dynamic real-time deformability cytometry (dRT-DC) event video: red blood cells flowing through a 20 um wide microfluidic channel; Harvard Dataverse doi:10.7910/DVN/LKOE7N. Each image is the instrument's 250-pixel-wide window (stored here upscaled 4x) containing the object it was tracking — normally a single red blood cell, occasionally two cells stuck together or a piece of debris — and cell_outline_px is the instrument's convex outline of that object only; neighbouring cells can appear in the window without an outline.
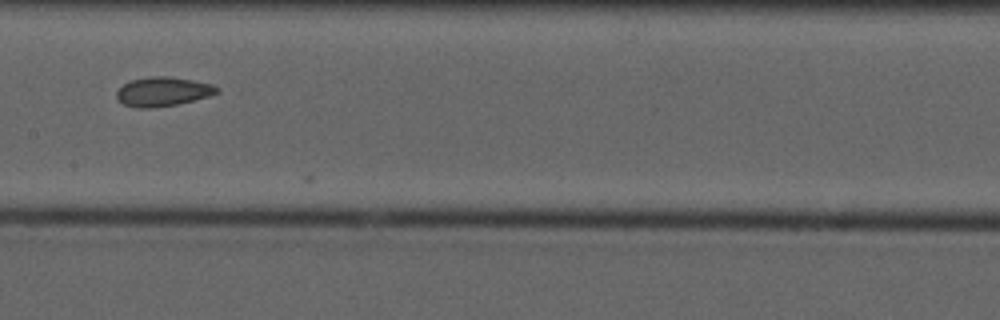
{"species": "common noctule bat (a hibernating species)", "species_latin": "Nyctalus noctula", "temperature_condition": "cold", "stored_images_in_passage": 7, "camera_frame_rate_fps": 3000, "um_per_image_px": 0.085, "animal": {"sex": "male", "forearm_length_mm": 52.5}, "frame": {"image": 1, "passage_image": 5, "time_ms": 4.667, "image_size_px": [1000, 320], "cell_outline_px": [[220, 92], [208, 96], [176, 104], [152, 108], [136, 108], [124, 104], [116, 96], [116, 92], [128, 80], [148, 76], [168, 76], [192, 80], [212, 84], [220, 88]], "centroid_in_image_um": [13.83, 7.77], "position_along_channel_um": 193.6, "area_um2": 17.05}}